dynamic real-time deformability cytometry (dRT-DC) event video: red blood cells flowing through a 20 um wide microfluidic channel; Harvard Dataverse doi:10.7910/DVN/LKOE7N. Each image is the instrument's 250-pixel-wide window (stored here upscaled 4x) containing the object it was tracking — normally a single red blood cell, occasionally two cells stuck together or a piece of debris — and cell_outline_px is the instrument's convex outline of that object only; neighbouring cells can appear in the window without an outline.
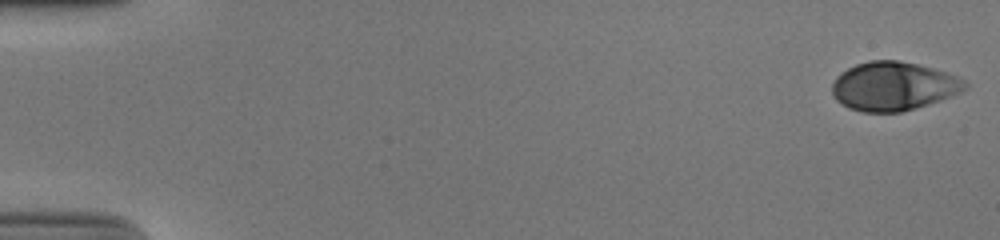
{"species": "human", "species_latin": "Homo sapiens", "temperature_condition": "cold", "stored_images_in_passage": 53, "camera_frame_rate_fps": 3000, "um_per_image_px": 0.085, "donor": {"sex": "male"}, "frame": {"image": 1, "passage_image": 1, "time_ms": 0.0, "image_size_px": [1000, 240], "cell_outline_px": [[968, 84], [960, 92], [928, 104], [916, 108], [900, 112], [864, 112], [848, 108], [836, 100], [832, 92], [832, 84], [836, 76], [840, 72], [856, 64], [868, 60], [900, 60], [948, 72], [964, 80]], "centroid_in_image_um": [75.9, 7.32], "position_along_channel_um": 9.1, "area_um2": 37.69}}
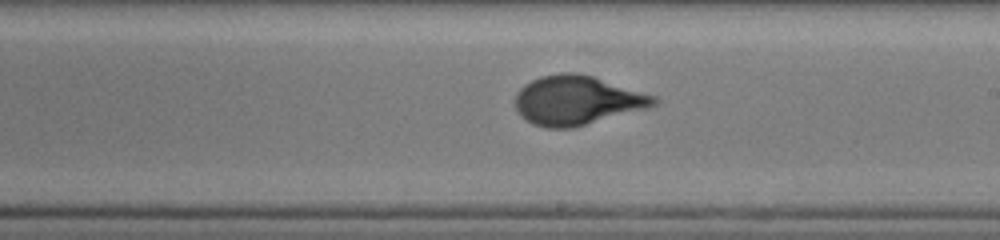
{"frame": {"image": 2, "passage_image": 32, "time_ms": 10.333, "image_size_px": [1000, 240], "cell_outline_px": [[656, 104], [644, 108], [572, 128], [548, 128], [532, 124], [520, 116], [516, 112], [516, 92], [524, 84], [540, 76], [560, 72], [572, 72], [592, 76], [656, 96]], "centroid_in_image_um": [48.97, 8.52], "position_along_channel_um": 240.0, "area_um2": 39.3}}
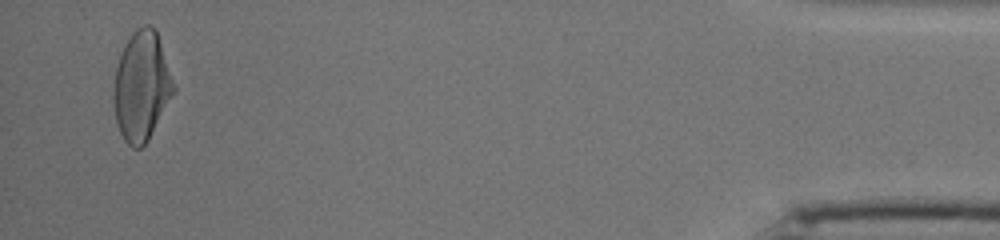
{"frame": {"image": 3, "passage_image": 52, "time_ms": 17.0, "image_size_px": [1000, 240], "cell_outline_px": [[176, 88], [148, 140], [140, 148], [132, 148], [124, 140], [120, 132], [116, 120], [112, 96], [112, 88], [116, 68], [124, 44], [132, 32], [136, 28], [144, 24], [152, 24], [156, 28], [176, 84]], "centroid_in_image_um": [12.04, 7.27], "position_along_channel_um": 423.2, "area_um2": 38.67}, "authors_computed_cell_mechanics": {"area_um2": 38.0324, "velocity_mm_per_s": 3.8523, "shape_relaxation_time_tau1_ms": 4.3402, "shape_relaxation_time_tau2_ms": null, "deformation_change_tau1": 0.1942, "deformation_change_tau2": null}}